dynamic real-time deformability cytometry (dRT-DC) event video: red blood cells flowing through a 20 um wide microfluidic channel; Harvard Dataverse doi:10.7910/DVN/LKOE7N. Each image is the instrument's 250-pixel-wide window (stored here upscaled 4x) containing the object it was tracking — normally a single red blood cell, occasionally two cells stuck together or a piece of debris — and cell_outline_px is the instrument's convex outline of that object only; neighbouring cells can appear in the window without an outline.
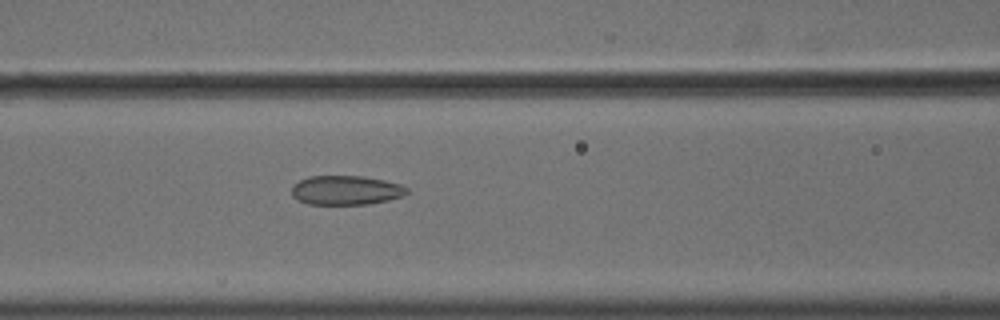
{"species": "common noctule bat (a hibernating species)", "species_latin": "Nyctalus noctula", "temperature_condition": "cold", "stored_images_in_passage": 42, "camera_frame_rate_fps": 3000, "um_per_image_px": 0.085, "animal": {"sex": "male", "body_mass_g": 18.8}, "frame": {"image": 1, "passage_image": 11, "time_ms": 3.333, "image_size_px": [1000, 320], "cell_outline_px": [[408, 192], [404, 196], [388, 200], [368, 204], [308, 204], [296, 200], [292, 196], [292, 184], [308, 176], [360, 176], [384, 180], [400, 184], [408, 188]], "centroid_in_image_um": [29.38, 16.17], "position_along_channel_um": 137.2, "area_um2": 19.77}}
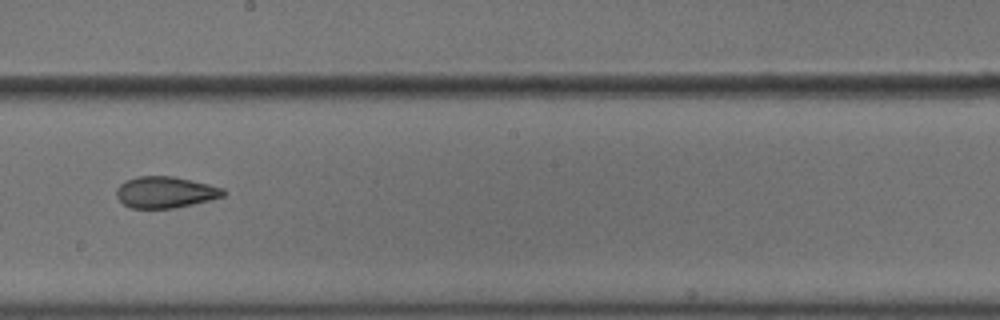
{"frame": {"image": 2, "passage_image": 19, "time_ms": 6.0, "image_size_px": [1000, 320], "cell_outline_px": [[228, 192], [224, 196], [176, 208], [132, 208], [124, 204], [116, 196], [116, 188], [120, 184], [136, 176], [172, 176], [208, 184], [224, 188]], "centroid_in_image_um": [14.06, 16.34], "position_along_channel_um": 234.1, "area_um2": 19.48}}
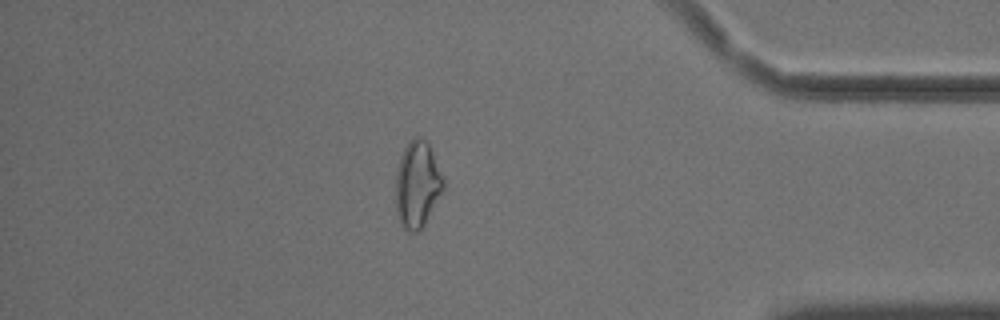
{"frame": {"image": 3, "passage_image": 35, "time_ms": 11.333, "image_size_px": [1000, 320], "cell_outline_px": [[444, 188], [420, 232], [412, 232], [404, 228], [400, 224], [396, 212], [396, 172], [400, 156], [404, 148], [412, 136], [420, 136], [428, 140], [444, 180]], "centroid_in_image_um": [35.46, 15.65], "position_along_channel_um": 399.7, "area_um2": 24.28}, "authors_computed_cell_mechanics": {"area_um2": 19.9988, "velocity_mm_per_s": 3.6344, "shape_relaxation_time_tau1_ms": null, "shape_relaxation_time_tau2_ms": 1.9707, "deformation_change_tau1": null, "deformation_change_tau2": 0.0803}}